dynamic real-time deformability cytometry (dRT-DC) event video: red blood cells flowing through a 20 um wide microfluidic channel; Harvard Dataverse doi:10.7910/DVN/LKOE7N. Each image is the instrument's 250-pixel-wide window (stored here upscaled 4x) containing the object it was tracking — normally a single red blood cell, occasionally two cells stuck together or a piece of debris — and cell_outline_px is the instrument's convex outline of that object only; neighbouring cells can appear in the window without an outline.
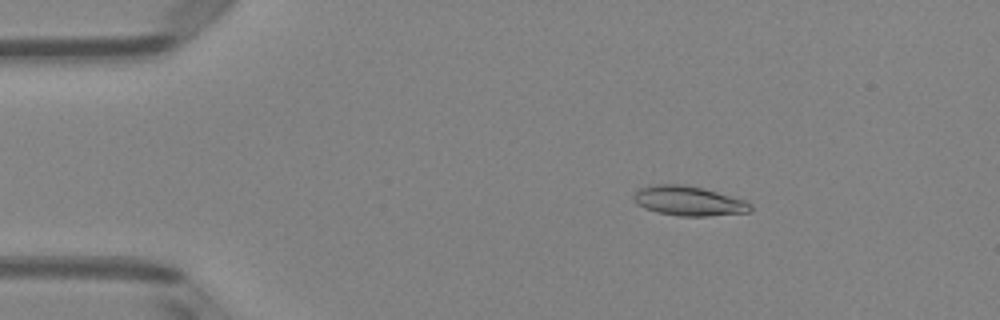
{"species": "Egyptian fruit bat (a non-hibernating species)", "species_latin": "Rousettus aegyptiacus", "temperature_condition": "room temperature", "stored_images_in_passage": 51, "camera_frame_rate_fps": 3000, "um_per_image_px": 0.085, "animal": {"sex": "female"}, "frame": {"image": 1, "passage_image": 9, "time_ms": 2.667, "image_size_px": [1000, 320], "cell_outline_px": [[752, 208], [748, 212], [708, 216], [680, 216], [656, 212], [644, 208], [636, 204], [632, 200], [632, 196], [640, 188], [652, 184], [684, 184], [704, 188], [744, 200], [752, 204]], "centroid_in_image_um": [58.49, 17.07], "position_along_channel_um": 26.5, "area_um2": 20.29}}
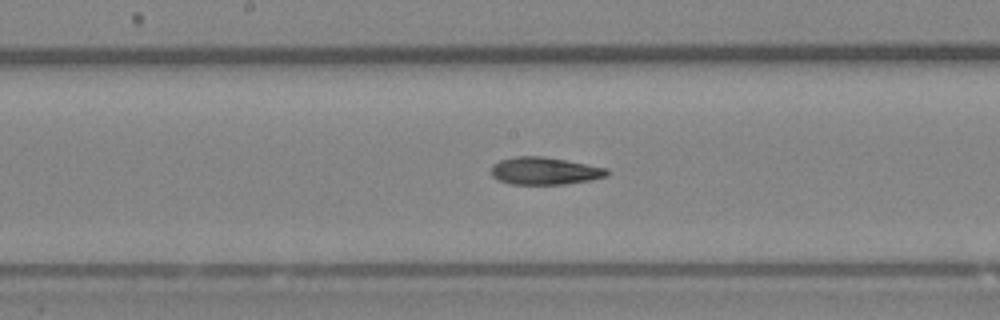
{"frame": {"image": 2, "passage_image": 27, "time_ms": 8.667, "image_size_px": [1000, 320], "cell_outline_px": [[608, 176], [592, 180], [564, 184], [512, 184], [496, 180], [492, 176], [492, 164], [500, 160], [516, 156], [544, 156], [608, 168]], "centroid_in_image_um": [46.29, 14.53], "position_along_channel_um": 201.9, "area_um2": 18.61}}
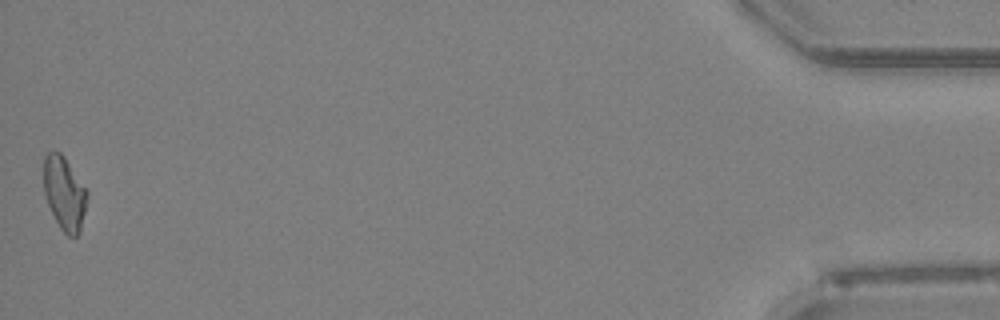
{"frame": {"image": 3, "passage_image": 51, "time_ms": 16.667, "image_size_px": [1000, 320], "cell_outline_px": [[88, 196], [80, 232], [76, 236], [68, 236], [60, 228], [44, 196], [44, 156], [48, 152], [60, 152], [64, 156], [88, 192]], "centroid_in_image_um": [5.47, 16.43], "position_along_channel_um": 429.7, "area_um2": 18.44}, "authors_computed_cell_mechanics": {"area_um2": 18.785, "velocity_mm_per_s": 4.0255, "shape_relaxation_time_tau1_ms": 6.2361, "shape_relaxation_time_tau2_ms": 4.3372, "deformation_change_tau1": 0.1801, "deformation_change_tau2": 0.1311}}